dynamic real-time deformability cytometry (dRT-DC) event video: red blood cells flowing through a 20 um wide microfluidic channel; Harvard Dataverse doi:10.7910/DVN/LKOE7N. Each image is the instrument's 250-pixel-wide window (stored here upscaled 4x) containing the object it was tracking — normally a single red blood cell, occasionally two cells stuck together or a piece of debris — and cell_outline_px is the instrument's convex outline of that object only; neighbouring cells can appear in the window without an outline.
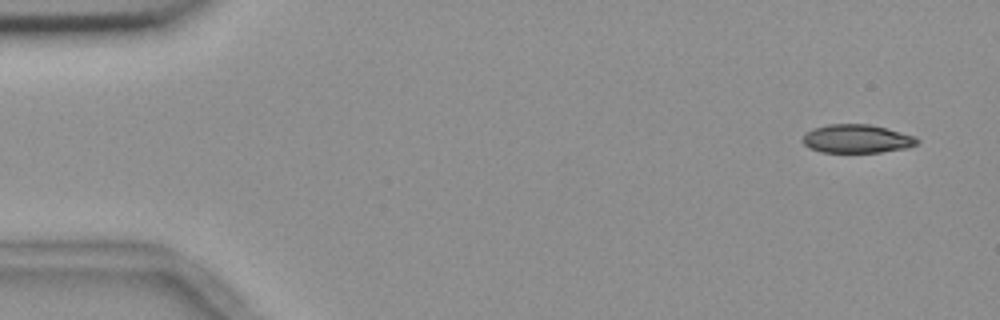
{"species": "common noctule bat (a hibernating species)", "species_latin": "Nyctalus noctula", "temperature_condition": "room temperature", "stored_images_in_passage": 12, "camera_frame_rate_fps": 3000, "um_per_image_px": 0.085, "animal": {"sex": "female", "body_mass_g": 18.4}, "frame": {"image": 1, "passage_image": 1, "time_ms": 0.0, "image_size_px": [1000, 320], "cell_outline_px": [[920, 140], [916, 144], [908, 148], [880, 152], [820, 152], [808, 148], [800, 140], [812, 128], [828, 124], [872, 124], [888, 128], [916, 136]], "centroid_in_image_um": [72.84, 11.79], "position_along_channel_um": 12.2, "area_um2": 19.25}}